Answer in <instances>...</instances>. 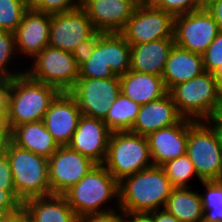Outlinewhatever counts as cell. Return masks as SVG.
I'll list each match as a JSON object with an SVG mask.
<instances>
[{
	"instance_id": "obj_1",
	"label": "cell",
	"mask_w": 222,
	"mask_h": 222,
	"mask_svg": "<svg viewBox=\"0 0 222 222\" xmlns=\"http://www.w3.org/2000/svg\"><path fill=\"white\" fill-rule=\"evenodd\" d=\"M173 188L163 168L153 165L119 181V208L122 212L164 209Z\"/></svg>"
},
{
	"instance_id": "obj_2",
	"label": "cell",
	"mask_w": 222,
	"mask_h": 222,
	"mask_svg": "<svg viewBox=\"0 0 222 222\" xmlns=\"http://www.w3.org/2000/svg\"><path fill=\"white\" fill-rule=\"evenodd\" d=\"M63 195L78 217L119 208V182L103 164H96ZM107 203L113 207L106 205Z\"/></svg>"
},
{
	"instance_id": "obj_3",
	"label": "cell",
	"mask_w": 222,
	"mask_h": 222,
	"mask_svg": "<svg viewBox=\"0 0 222 222\" xmlns=\"http://www.w3.org/2000/svg\"><path fill=\"white\" fill-rule=\"evenodd\" d=\"M59 93L57 88L36 81L26 73L12 78L6 119L10 132L21 124L42 121Z\"/></svg>"
},
{
	"instance_id": "obj_4",
	"label": "cell",
	"mask_w": 222,
	"mask_h": 222,
	"mask_svg": "<svg viewBox=\"0 0 222 222\" xmlns=\"http://www.w3.org/2000/svg\"><path fill=\"white\" fill-rule=\"evenodd\" d=\"M221 88L220 76L203 72L187 82L172 87L168 93L184 118L205 121L216 109Z\"/></svg>"
},
{
	"instance_id": "obj_5",
	"label": "cell",
	"mask_w": 222,
	"mask_h": 222,
	"mask_svg": "<svg viewBox=\"0 0 222 222\" xmlns=\"http://www.w3.org/2000/svg\"><path fill=\"white\" fill-rule=\"evenodd\" d=\"M5 153L10 163L16 195L22 202L51 194L47 157L20 148L11 140Z\"/></svg>"
},
{
	"instance_id": "obj_6",
	"label": "cell",
	"mask_w": 222,
	"mask_h": 222,
	"mask_svg": "<svg viewBox=\"0 0 222 222\" xmlns=\"http://www.w3.org/2000/svg\"><path fill=\"white\" fill-rule=\"evenodd\" d=\"M103 165L118 182L153 166L147 137L131 131L111 132Z\"/></svg>"
},
{
	"instance_id": "obj_7",
	"label": "cell",
	"mask_w": 222,
	"mask_h": 222,
	"mask_svg": "<svg viewBox=\"0 0 222 222\" xmlns=\"http://www.w3.org/2000/svg\"><path fill=\"white\" fill-rule=\"evenodd\" d=\"M186 154L202 181L222 180V148L205 121L188 119Z\"/></svg>"
},
{
	"instance_id": "obj_8",
	"label": "cell",
	"mask_w": 222,
	"mask_h": 222,
	"mask_svg": "<svg viewBox=\"0 0 222 222\" xmlns=\"http://www.w3.org/2000/svg\"><path fill=\"white\" fill-rule=\"evenodd\" d=\"M30 62L25 73L60 92H69L79 78V65L71 52L47 46Z\"/></svg>"
},
{
	"instance_id": "obj_9",
	"label": "cell",
	"mask_w": 222,
	"mask_h": 222,
	"mask_svg": "<svg viewBox=\"0 0 222 222\" xmlns=\"http://www.w3.org/2000/svg\"><path fill=\"white\" fill-rule=\"evenodd\" d=\"M69 93L76 100L82 115L104 120L109 107L121 93L120 79L78 78Z\"/></svg>"
},
{
	"instance_id": "obj_10",
	"label": "cell",
	"mask_w": 222,
	"mask_h": 222,
	"mask_svg": "<svg viewBox=\"0 0 222 222\" xmlns=\"http://www.w3.org/2000/svg\"><path fill=\"white\" fill-rule=\"evenodd\" d=\"M219 32L212 14L205 8L174 17L175 45L203 54Z\"/></svg>"
},
{
	"instance_id": "obj_11",
	"label": "cell",
	"mask_w": 222,
	"mask_h": 222,
	"mask_svg": "<svg viewBox=\"0 0 222 222\" xmlns=\"http://www.w3.org/2000/svg\"><path fill=\"white\" fill-rule=\"evenodd\" d=\"M174 16L140 3L120 32L130 45H137L165 38H174Z\"/></svg>"
},
{
	"instance_id": "obj_12",
	"label": "cell",
	"mask_w": 222,
	"mask_h": 222,
	"mask_svg": "<svg viewBox=\"0 0 222 222\" xmlns=\"http://www.w3.org/2000/svg\"><path fill=\"white\" fill-rule=\"evenodd\" d=\"M90 158L71 149L68 145L59 148L48 158L51 194L63 195L76 185L94 166Z\"/></svg>"
},
{
	"instance_id": "obj_13",
	"label": "cell",
	"mask_w": 222,
	"mask_h": 222,
	"mask_svg": "<svg viewBox=\"0 0 222 222\" xmlns=\"http://www.w3.org/2000/svg\"><path fill=\"white\" fill-rule=\"evenodd\" d=\"M96 30L82 7L64 13L51 14L48 46L73 52Z\"/></svg>"
},
{
	"instance_id": "obj_14",
	"label": "cell",
	"mask_w": 222,
	"mask_h": 222,
	"mask_svg": "<svg viewBox=\"0 0 222 222\" xmlns=\"http://www.w3.org/2000/svg\"><path fill=\"white\" fill-rule=\"evenodd\" d=\"M140 3L137 0H82V8L94 29L120 33Z\"/></svg>"
},
{
	"instance_id": "obj_15",
	"label": "cell",
	"mask_w": 222,
	"mask_h": 222,
	"mask_svg": "<svg viewBox=\"0 0 222 222\" xmlns=\"http://www.w3.org/2000/svg\"><path fill=\"white\" fill-rule=\"evenodd\" d=\"M51 14L28 9L21 23L13 32L16 52L20 59L31 61L48 46ZM22 57V58H21Z\"/></svg>"
},
{
	"instance_id": "obj_16",
	"label": "cell",
	"mask_w": 222,
	"mask_h": 222,
	"mask_svg": "<svg viewBox=\"0 0 222 222\" xmlns=\"http://www.w3.org/2000/svg\"><path fill=\"white\" fill-rule=\"evenodd\" d=\"M81 116L74 97L69 92H60L50 104L43 122L57 144L66 146L70 143Z\"/></svg>"
},
{
	"instance_id": "obj_17",
	"label": "cell",
	"mask_w": 222,
	"mask_h": 222,
	"mask_svg": "<svg viewBox=\"0 0 222 222\" xmlns=\"http://www.w3.org/2000/svg\"><path fill=\"white\" fill-rule=\"evenodd\" d=\"M110 135L103 120L82 115L68 146L96 164H103Z\"/></svg>"
},
{
	"instance_id": "obj_18",
	"label": "cell",
	"mask_w": 222,
	"mask_h": 222,
	"mask_svg": "<svg viewBox=\"0 0 222 222\" xmlns=\"http://www.w3.org/2000/svg\"><path fill=\"white\" fill-rule=\"evenodd\" d=\"M146 137L153 164L162 166L186 154L188 118H183L175 125L151 132Z\"/></svg>"
},
{
	"instance_id": "obj_19",
	"label": "cell",
	"mask_w": 222,
	"mask_h": 222,
	"mask_svg": "<svg viewBox=\"0 0 222 222\" xmlns=\"http://www.w3.org/2000/svg\"><path fill=\"white\" fill-rule=\"evenodd\" d=\"M184 117L178 112L169 93L162 98L141 105L131 132L147 136L161 128L175 125Z\"/></svg>"
},
{
	"instance_id": "obj_20",
	"label": "cell",
	"mask_w": 222,
	"mask_h": 222,
	"mask_svg": "<svg viewBox=\"0 0 222 222\" xmlns=\"http://www.w3.org/2000/svg\"><path fill=\"white\" fill-rule=\"evenodd\" d=\"M204 71L202 55L174 44L162 73L164 85L169 91L177 84L187 82Z\"/></svg>"
},
{
	"instance_id": "obj_21",
	"label": "cell",
	"mask_w": 222,
	"mask_h": 222,
	"mask_svg": "<svg viewBox=\"0 0 222 222\" xmlns=\"http://www.w3.org/2000/svg\"><path fill=\"white\" fill-rule=\"evenodd\" d=\"M174 38L130 45V70L162 76Z\"/></svg>"
},
{
	"instance_id": "obj_22",
	"label": "cell",
	"mask_w": 222,
	"mask_h": 222,
	"mask_svg": "<svg viewBox=\"0 0 222 222\" xmlns=\"http://www.w3.org/2000/svg\"><path fill=\"white\" fill-rule=\"evenodd\" d=\"M119 79L121 93L140 105L158 100L168 93L162 76L129 70Z\"/></svg>"
},
{
	"instance_id": "obj_23",
	"label": "cell",
	"mask_w": 222,
	"mask_h": 222,
	"mask_svg": "<svg viewBox=\"0 0 222 222\" xmlns=\"http://www.w3.org/2000/svg\"><path fill=\"white\" fill-rule=\"evenodd\" d=\"M29 222H77L78 216L64 195L50 194L23 202Z\"/></svg>"
},
{
	"instance_id": "obj_24",
	"label": "cell",
	"mask_w": 222,
	"mask_h": 222,
	"mask_svg": "<svg viewBox=\"0 0 222 222\" xmlns=\"http://www.w3.org/2000/svg\"><path fill=\"white\" fill-rule=\"evenodd\" d=\"M10 140L20 148L47 158L59 148L43 120L16 126L10 132Z\"/></svg>"
},
{
	"instance_id": "obj_25",
	"label": "cell",
	"mask_w": 222,
	"mask_h": 222,
	"mask_svg": "<svg viewBox=\"0 0 222 222\" xmlns=\"http://www.w3.org/2000/svg\"><path fill=\"white\" fill-rule=\"evenodd\" d=\"M194 187L173 188L164 209L180 222H202L201 196Z\"/></svg>"
},
{
	"instance_id": "obj_26",
	"label": "cell",
	"mask_w": 222,
	"mask_h": 222,
	"mask_svg": "<svg viewBox=\"0 0 222 222\" xmlns=\"http://www.w3.org/2000/svg\"><path fill=\"white\" fill-rule=\"evenodd\" d=\"M141 108L140 104L120 93L103 120L111 132L130 131Z\"/></svg>"
},
{
	"instance_id": "obj_27",
	"label": "cell",
	"mask_w": 222,
	"mask_h": 222,
	"mask_svg": "<svg viewBox=\"0 0 222 222\" xmlns=\"http://www.w3.org/2000/svg\"><path fill=\"white\" fill-rule=\"evenodd\" d=\"M117 75L109 67L107 57V33H101L92 55L79 66V78H113Z\"/></svg>"
},
{
	"instance_id": "obj_28",
	"label": "cell",
	"mask_w": 222,
	"mask_h": 222,
	"mask_svg": "<svg viewBox=\"0 0 222 222\" xmlns=\"http://www.w3.org/2000/svg\"><path fill=\"white\" fill-rule=\"evenodd\" d=\"M130 52V44L121 33H107L108 64L116 75L130 70Z\"/></svg>"
},
{
	"instance_id": "obj_29",
	"label": "cell",
	"mask_w": 222,
	"mask_h": 222,
	"mask_svg": "<svg viewBox=\"0 0 222 222\" xmlns=\"http://www.w3.org/2000/svg\"><path fill=\"white\" fill-rule=\"evenodd\" d=\"M205 193L201 192L203 221H222V180L201 181Z\"/></svg>"
},
{
	"instance_id": "obj_30",
	"label": "cell",
	"mask_w": 222,
	"mask_h": 222,
	"mask_svg": "<svg viewBox=\"0 0 222 222\" xmlns=\"http://www.w3.org/2000/svg\"><path fill=\"white\" fill-rule=\"evenodd\" d=\"M161 167L174 188L193 187L191 179L195 176L197 180L202 181L187 154L168 161Z\"/></svg>"
},
{
	"instance_id": "obj_31",
	"label": "cell",
	"mask_w": 222,
	"mask_h": 222,
	"mask_svg": "<svg viewBox=\"0 0 222 222\" xmlns=\"http://www.w3.org/2000/svg\"><path fill=\"white\" fill-rule=\"evenodd\" d=\"M15 58L18 59L19 57L16 52L14 33L0 30V69L10 78L25 73V68L19 69V63L17 65L14 63L16 61Z\"/></svg>"
},
{
	"instance_id": "obj_32",
	"label": "cell",
	"mask_w": 222,
	"mask_h": 222,
	"mask_svg": "<svg viewBox=\"0 0 222 222\" xmlns=\"http://www.w3.org/2000/svg\"><path fill=\"white\" fill-rule=\"evenodd\" d=\"M28 9V0H0V30L14 32Z\"/></svg>"
},
{
	"instance_id": "obj_33",
	"label": "cell",
	"mask_w": 222,
	"mask_h": 222,
	"mask_svg": "<svg viewBox=\"0 0 222 222\" xmlns=\"http://www.w3.org/2000/svg\"><path fill=\"white\" fill-rule=\"evenodd\" d=\"M202 60L205 72L222 76V31L202 54Z\"/></svg>"
},
{
	"instance_id": "obj_34",
	"label": "cell",
	"mask_w": 222,
	"mask_h": 222,
	"mask_svg": "<svg viewBox=\"0 0 222 222\" xmlns=\"http://www.w3.org/2000/svg\"><path fill=\"white\" fill-rule=\"evenodd\" d=\"M29 9L55 14L71 11L82 6V0H28Z\"/></svg>"
},
{
	"instance_id": "obj_35",
	"label": "cell",
	"mask_w": 222,
	"mask_h": 222,
	"mask_svg": "<svg viewBox=\"0 0 222 222\" xmlns=\"http://www.w3.org/2000/svg\"><path fill=\"white\" fill-rule=\"evenodd\" d=\"M146 3L155 9L170 13L174 17L202 9L197 0H148Z\"/></svg>"
},
{
	"instance_id": "obj_36",
	"label": "cell",
	"mask_w": 222,
	"mask_h": 222,
	"mask_svg": "<svg viewBox=\"0 0 222 222\" xmlns=\"http://www.w3.org/2000/svg\"><path fill=\"white\" fill-rule=\"evenodd\" d=\"M77 222H123V212L118 208L105 212L89 213L79 216Z\"/></svg>"
},
{
	"instance_id": "obj_37",
	"label": "cell",
	"mask_w": 222,
	"mask_h": 222,
	"mask_svg": "<svg viewBox=\"0 0 222 222\" xmlns=\"http://www.w3.org/2000/svg\"><path fill=\"white\" fill-rule=\"evenodd\" d=\"M101 33L102 32L96 31L88 40L80 43L72 52L73 57L79 66L92 55L93 49L97 42V37Z\"/></svg>"
},
{
	"instance_id": "obj_38",
	"label": "cell",
	"mask_w": 222,
	"mask_h": 222,
	"mask_svg": "<svg viewBox=\"0 0 222 222\" xmlns=\"http://www.w3.org/2000/svg\"><path fill=\"white\" fill-rule=\"evenodd\" d=\"M0 189L15 190L10 163L5 152L0 155Z\"/></svg>"
},
{
	"instance_id": "obj_39",
	"label": "cell",
	"mask_w": 222,
	"mask_h": 222,
	"mask_svg": "<svg viewBox=\"0 0 222 222\" xmlns=\"http://www.w3.org/2000/svg\"><path fill=\"white\" fill-rule=\"evenodd\" d=\"M22 207L23 202L17 197L15 190L0 189V208L16 212Z\"/></svg>"
},
{
	"instance_id": "obj_40",
	"label": "cell",
	"mask_w": 222,
	"mask_h": 222,
	"mask_svg": "<svg viewBox=\"0 0 222 222\" xmlns=\"http://www.w3.org/2000/svg\"><path fill=\"white\" fill-rule=\"evenodd\" d=\"M12 86V78L8 77L0 82V115L6 120L8 116L9 94Z\"/></svg>"
},
{
	"instance_id": "obj_41",
	"label": "cell",
	"mask_w": 222,
	"mask_h": 222,
	"mask_svg": "<svg viewBox=\"0 0 222 222\" xmlns=\"http://www.w3.org/2000/svg\"><path fill=\"white\" fill-rule=\"evenodd\" d=\"M123 222H154L152 212H123Z\"/></svg>"
},
{
	"instance_id": "obj_42",
	"label": "cell",
	"mask_w": 222,
	"mask_h": 222,
	"mask_svg": "<svg viewBox=\"0 0 222 222\" xmlns=\"http://www.w3.org/2000/svg\"><path fill=\"white\" fill-rule=\"evenodd\" d=\"M207 10L212 14L215 19L219 31H222V0H217L212 3Z\"/></svg>"
},
{
	"instance_id": "obj_43",
	"label": "cell",
	"mask_w": 222,
	"mask_h": 222,
	"mask_svg": "<svg viewBox=\"0 0 222 222\" xmlns=\"http://www.w3.org/2000/svg\"><path fill=\"white\" fill-rule=\"evenodd\" d=\"M151 212L153 213L154 222H180L165 209H159Z\"/></svg>"
},
{
	"instance_id": "obj_44",
	"label": "cell",
	"mask_w": 222,
	"mask_h": 222,
	"mask_svg": "<svg viewBox=\"0 0 222 222\" xmlns=\"http://www.w3.org/2000/svg\"><path fill=\"white\" fill-rule=\"evenodd\" d=\"M3 222H29L26 210L22 207L18 211L9 214Z\"/></svg>"
},
{
	"instance_id": "obj_45",
	"label": "cell",
	"mask_w": 222,
	"mask_h": 222,
	"mask_svg": "<svg viewBox=\"0 0 222 222\" xmlns=\"http://www.w3.org/2000/svg\"><path fill=\"white\" fill-rule=\"evenodd\" d=\"M205 122L212 128L214 131L218 144L222 148V121L219 119H206Z\"/></svg>"
},
{
	"instance_id": "obj_46",
	"label": "cell",
	"mask_w": 222,
	"mask_h": 222,
	"mask_svg": "<svg viewBox=\"0 0 222 222\" xmlns=\"http://www.w3.org/2000/svg\"><path fill=\"white\" fill-rule=\"evenodd\" d=\"M10 141L9 128H0V155L5 152L7 145Z\"/></svg>"
},
{
	"instance_id": "obj_47",
	"label": "cell",
	"mask_w": 222,
	"mask_h": 222,
	"mask_svg": "<svg viewBox=\"0 0 222 222\" xmlns=\"http://www.w3.org/2000/svg\"><path fill=\"white\" fill-rule=\"evenodd\" d=\"M207 119H219L222 121V88L220 90L218 102L213 115Z\"/></svg>"
},
{
	"instance_id": "obj_48",
	"label": "cell",
	"mask_w": 222,
	"mask_h": 222,
	"mask_svg": "<svg viewBox=\"0 0 222 222\" xmlns=\"http://www.w3.org/2000/svg\"><path fill=\"white\" fill-rule=\"evenodd\" d=\"M215 1L217 0H197L198 2V5L201 7V8H205L207 9L212 3H214Z\"/></svg>"
},
{
	"instance_id": "obj_49",
	"label": "cell",
	"mask_w": 222,
	"mask_h": 222,
	"mask_svg": "<svg viewBox=\"0 0 222 222\" xmlns=\"http://www.w3.org/2000/svg\"><path fill=\"white\" fill-rule=\"evenodd\" d=\"M11 213H13L11 209L0 208V222H3V220Z\"/></svg>"
},
{
	"instance_id": "obj_50",
	"label": "cell",
	"mask_w": 222,
	"mask_h": 222,
	"mask_svg": "<svg viewBox=\"0 0 222 222\" xmlns=\"http://www.w3.org/2000/svg\"><path fill=\"white\" fill-rule=\"evenodd\" d=\"M0 128H8L6 120L0 115Z\"/></svg>"
},
{
	"instance_id": "obj_51",
	"label": "cell",
	"mask_w": 222,
	"mask_h": 222,
	"mask_svg": "<svg viewBox=\"0 0 222 222\" xmlns=\"http://www.w3.org/2000/svg\"><path fill=\"white\" fill-rule=\"evenodd\" d=\"M8 76L0 69V82H4Z\"/></svg>"
},
{
	"instance_id": "obj_52",
	"label": "cell",
	"mask_w": 222,
	"mask_h": 222,
	"mask_svg": "<svg viewBox=\"0 0 222 222\" xmlns=\"http://www.w3.org/2000/svg\"><path fill=\"white\" fill-rule=\"evenodd\" d=\"M139 3H146L148 0H137Z\"/></svg>"
}]
</instances>
